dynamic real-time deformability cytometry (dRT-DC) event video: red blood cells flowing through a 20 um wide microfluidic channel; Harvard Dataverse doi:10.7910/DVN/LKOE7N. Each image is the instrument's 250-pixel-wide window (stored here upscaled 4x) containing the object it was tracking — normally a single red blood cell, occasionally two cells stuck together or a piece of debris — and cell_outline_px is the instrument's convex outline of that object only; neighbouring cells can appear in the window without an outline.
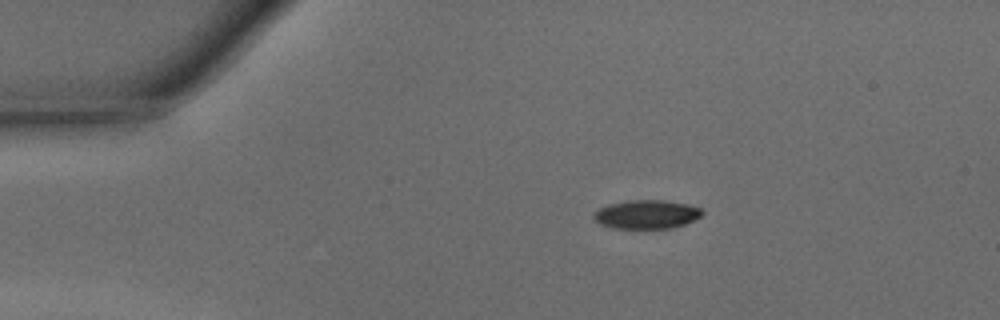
{"species": "common noctule bat (a hibernating species)", "species_latin": "Nyctalus noctula", "temperature_condition": "warm", "stored_images_in_passage": 39, "camera_frame_rate_fps": 3000, "um_per_image_px": 0.085, "animal": {"sex": "male", "body_mass_g": 15.6}, "frame": {"image": 1, "passage_image": 1, "time_ms": 0.0, "image_size_px": [1000, 320], "cell_outline_px": [[704, 212], [700, 216], [684, 224], [672, 228], [612, 228], [600, 224], [592, 216], [592, 212], [608, 204], [628, 200], [664, 200], [684, 204], [700, 208]], "centroid_in_image_um": [54.9, 18.22], "position_along_channel_um": 30.1, "area_um2": 18.03}}
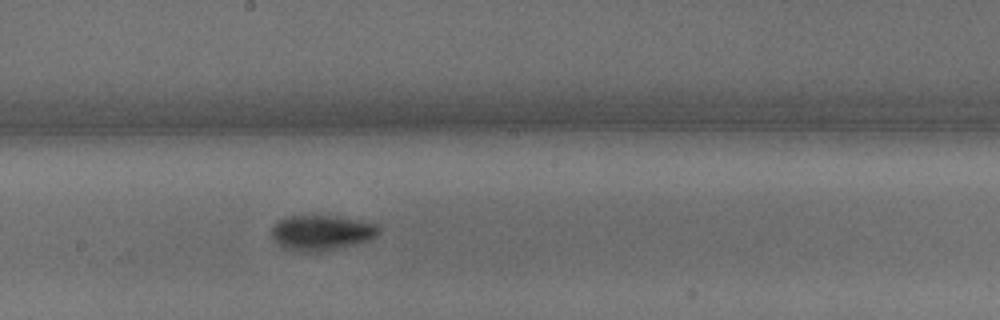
{"frame": {"image": 2, "passage_image": 18, "time_ms": 5.667, "image_size_px": [1000, 320], "cell_outline_px": [[380, 232], [372, 240], [356, 244], [308, 252], [296, 252], [284, 248], [272, 236], [272, 228], [280, 220], [288, 216], [336, 216], [376, 224], [380, 228]], "centroid_in_image_um": [27.35, 19.77], "position_along_channel_um": 220.8, "area_um2": 21.56}}
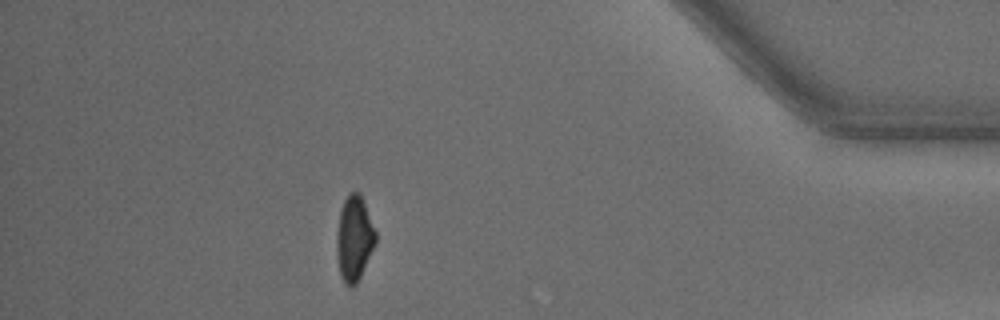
{"frame": {"image": 3, "passage_image": 34, "time_ms": 11.0, "image_size_px": [1000, 320], "cell_outline_px": [[376, 244], [356, 284], [352, 288], [344, 284], [340, 276], [336, 252], [336, 240], [340, 208], [344, 200], [352, 192], [360, 192], [376, 232]], "centroid_in_image_um": [30.1, 20.29], "position_along_channel_um": 405.1, "area_um2": 19.36}, "authors_computed_cell_mechanics": {"area_um2": 19.941, "velocity_mm_per_s": 4.3129, "shape_relaxation_time_tau1_ms": 2.0264, "shape_relaxation_time_tau2_ms": 2.665, "deformation_change_tau1": 0.1308, "deformation_change_tau2": 0.0804}}